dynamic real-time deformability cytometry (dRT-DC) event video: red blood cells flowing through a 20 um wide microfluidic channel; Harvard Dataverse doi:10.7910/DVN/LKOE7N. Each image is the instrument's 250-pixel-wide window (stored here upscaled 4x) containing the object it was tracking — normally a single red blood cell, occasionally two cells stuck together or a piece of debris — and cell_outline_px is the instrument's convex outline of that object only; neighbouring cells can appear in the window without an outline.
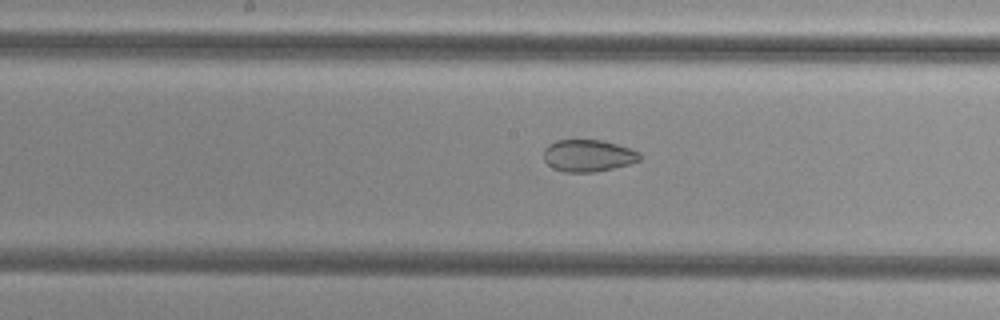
{"species": "common noctule bat (a hibernating species)", "species_latin": "Nyctalus noctula", "temperature_condition": "cold", "stored_images_in_passage": 55, "segment_of_instrument_passage": [2, 2], "camera_frame_rate_fps": 3000, "um_per_image_px": 0.085, "animal": {"sex": "female", "body_mass_g": 29.2, "forearm_length_mm": 56.3}, "frame": {"image": 1, "passage_image": 29, "time_ms": 9.333, "image_size_px": [1000, 320], "cell_outline_px": [[640, 160], [628, 164], [596, 172], [564, 172], [552, 168], [544, 160], [544, 148], [548, 144], [556, 140], [604, 140], [632, 148], [640, 152]], "centroid_in_image_um": [49.99, 13.22], "position_along_channel_um": 198.2, "area_um2": 18.09}}
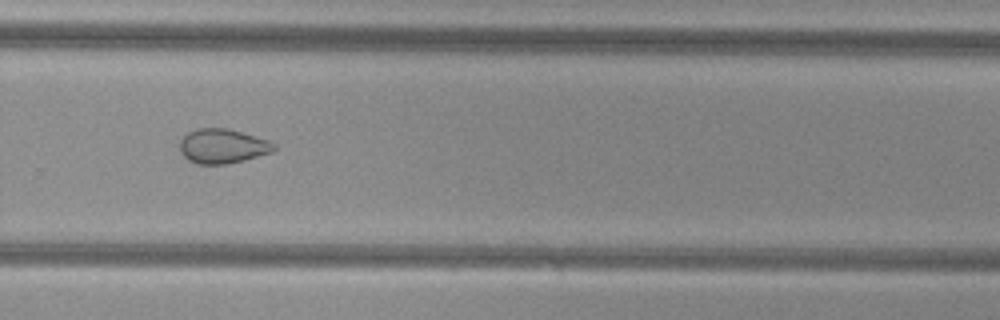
{"frame": {"image": 2, "passage_image": 38, "time_ms": 12.333, "image_size_px": [1000, 320], "cell_outline_px": [[276, 148], [272, 152], [244, 160], [224, 164], [196, 164], [188, 160], [180, 152], [180, 140], [188, 132], [196, 128], [228, 128], [256, 136], [268, 140], [276, 144]], "centroid_in_image_um": [18.91, 12.41], "position_along_channel_um": 310.9, "area_um2": 19.02}}
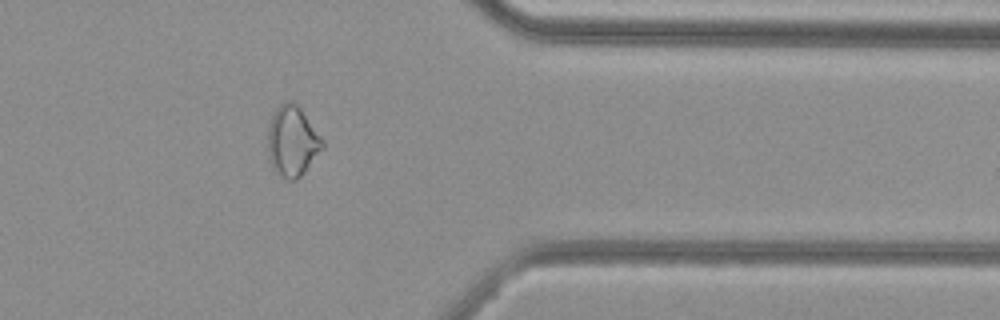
{"frame": {"image": 3, "passage_image": 45, "time_ms": 14.667, "image_size_px": [1000, 320], "cell_outline_px": [[324, 148], [304, 172], [296, 180], [288, 180], [280, 176], [272, 168], [268, 156], [268, 124], [272, 112], [284, 100], [292, 100], [300, 108], [324, 140]], "centroid_in_image_um": [24.83, 11.99], "position_along_channel_um": 386.6, "area_um2": 22.72}}